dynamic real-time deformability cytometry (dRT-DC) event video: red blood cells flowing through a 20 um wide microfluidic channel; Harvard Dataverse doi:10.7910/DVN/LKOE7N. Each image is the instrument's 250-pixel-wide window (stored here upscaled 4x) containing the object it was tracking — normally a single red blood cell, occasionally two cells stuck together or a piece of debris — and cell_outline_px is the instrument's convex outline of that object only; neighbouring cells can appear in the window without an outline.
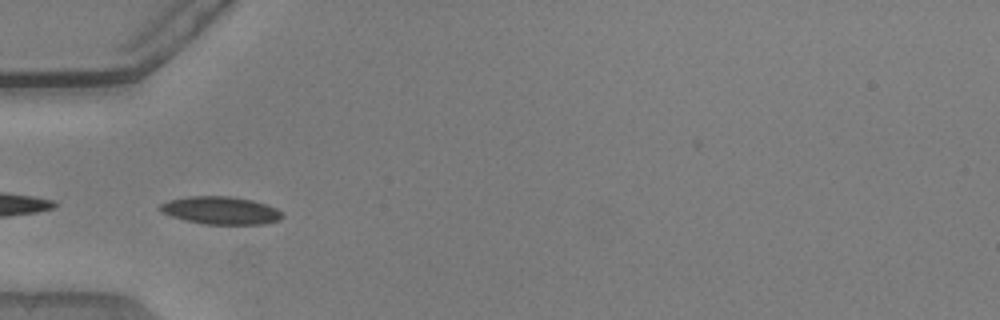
{"species": "common noctule bat (a hibernating species)", "species_latin": "Nyctalus noctula", "temperature_condition": "warm", "stored_images_in_passage": 37, "camera_frame_rate_fps": 3000, "um_per_image_px": 0.085, "animal": {"sex": "male", "body_mass_g": 20.5, "forearm_length_mm": 52.5}, "frame": {"image": 1, "passage_image": 18, "time_ms": 5.667, "image_size_px": [1000, 320], "cell_outline_px": [[284, 216], [280, 220], [264, 224], [204, 224], [184, 220], [172, 216], [164, 212], [160, 208], [160, 204], [168, 200], [188, 196], [228, 196], [252, 200], [268, 204], [284, 212]], "centroid_in_image_um": [18.82, 17.88], "position_along_channel_um": 66.2, "area_um2": 19.83}}
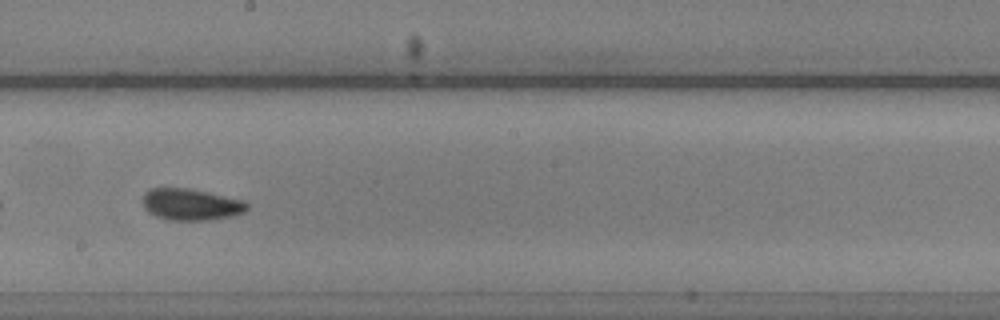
{"frame": {"image": 2, "passage_image": 31, "time_ms": 10.0, "image_size_px": [1000, 320], "cell_outline_px": [[248, 208], [244, 212], [232, 216], [212, 220], [168, 220], [156, 216], [148, 212], [144, 208], [144, 192], [152, 188], [188, 188], [244, 200], [248, 204]], "centroid_in_image_um": [16.24, 17.39], "position_along_channel_um": 232.0, "area_um2": 19.19}}
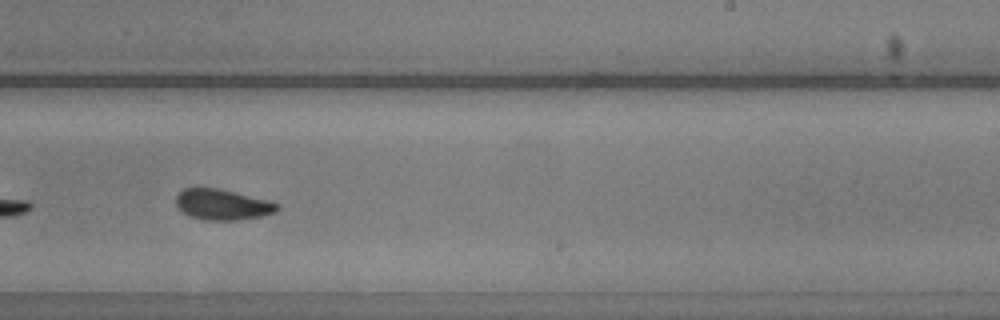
{"frame": {"image": 3, "passage_image": 34, "time_ms": 11.0, "image_size_px": [1000, 320], "cell_outline_px": [[280, 208], [276, 212], [260, 216], [236, 220], [204, 220], [188, 216], [176, 204], [176, 196], [184, 188], [216, 188], [268, 200], [280, 204]], "centroid_in_image_um": [18.91, 17.39], "position_along_channel_um": 270.1, "area_um2": 17.92}}